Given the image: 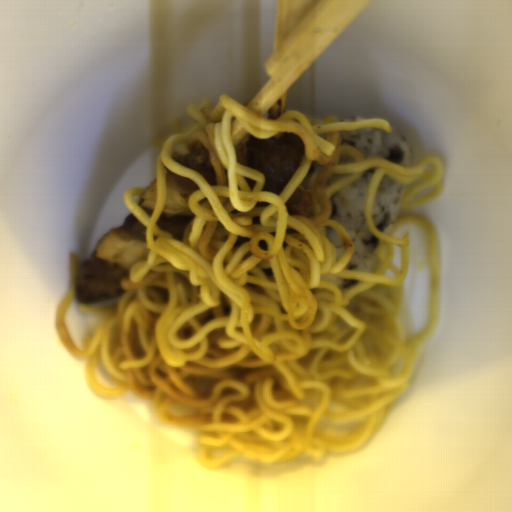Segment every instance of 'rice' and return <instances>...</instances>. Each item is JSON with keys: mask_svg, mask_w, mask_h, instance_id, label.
I'll return each instance as SVG.
<instances>
[{"mask_svg": "<svg viewBox=\"0 0 512 512\" xmlns=\"http://www.w3.org/2000/svg\"><path fill=\"white\" fill-rule=\"evenodd\" d=\"M379 166L364 172L352 184L332 194V219L343 226L351 240L353 256L345 270L362 274L373 272L377 263L375 249L381 243L370 231L366 221V205L373 178Z\"/></svg>", "mask_w": 512, "mask_h": 512, "instance_id": "rice-1", "label": "rice"}, {"mask_svg": "<svg viewBox=\"0 0 512 512\" xmlns=\"http://www.w3.org/2000/svg\"><path fill=\"white\" fill-rule=\"evenodd\" d=\"M340 145L346 143L355 148L366 162L369 158L385 160L411 168V151L408 144L391 126V132L379 128L338 131Z\"/></svg>", "mask_w": 512, "mask_h": 512, "instance_id": "rice-2", "label": "rice"}, {"mask_svg": "<svg viewBox=\"0 0 512 512\" xmlns=\"http://www.w3.org/2000/svg\"><path fill=\"white\" fill-rule=\"evenodd\" d=\"M406 189L405 184L385 174L380 178L371 205L373 223L380 233L385 235L393 228Z\"/></svg>", "mask_w": 512, "mask_h": 512, "instance_id": "rice-3", "label": "rice"}, {"mask_svg": "<svg viewBox=\"0 0 512 512\" xmlns=\"http://www.w3.org/2000/svg\"><path fill=\"white\" fill-rule=\"evenodd\" d=\"M321 282L331 283L335 285L338 288L346 289L350 286H353L357 283H360L358 280H354L351 278H345L342 276L334 275L331 273H325L323 275H320Z\"/></svg>", "mask_w": 512, "mask_h": 512, "instance_id": "rice-4", "label": "rice"}, {"mask_svg": "<svg viewBox=\"0 0 512 512\" xmlns=\"http://www.w3.org/2000/svg\"><path fill=\"white\" fill-rule=\"evenodd\" d=\"M324 236L328 239L334 246V253L336 262L343 256L344 249L339 241V238L333 228L330 226H324Z\"/></svg>", "mask_w": 512, "mask_h": 512, "instance_id": "rice-5", "label": "rice"}, {"mask_svg": "<svg viewBox=\"0 0 512 512\" xmlns=\"http://www.w3.org/2000/svg\"><path fill=\"white\" fill-rule=\"evenodd\" d=\"M333 118L332 124H347L353 122H362L365 117L358 116H335Z\"/></svg>", "mask_w": 512, "mask_h": 512, "instance_id": "rice-6", "label": "rice"}, {"mask_svg": "<svg viewBox=\"0 0 512 512\" xmlns=\"http://www.w3.org/2000/svg\"><path fill=\"white\" fill-rule=\"evenodd\" d=\"M344 177H350V173H336L333 175H330L327 178L325 189L330 186L332 183L344 178Z\"/></svg>", "mask_w": 512, "mask_h": 512, "instance_id": "rice-7", "label": "rice"}, {"mask_svg": "<svg viewBox=\"0 0 512 512\" xmlns=\"http://www.w3.org/2000/svg\"><path fill=\"white\" fill-rule=\"evenodd\" d=\"M352 163H355V157L351 156V155H341L339 157V162H338V166L339 165H350Z\"/></svg>", "mask_w": 512, "mask_h": 512, "instance_id": "rice-8", "label": "rice"}, {"mask_svg": "<svg viewBox=\"0 0 512 512\" xmlns=\"http://www.w3.org/2000/svg\"><path fill=\"white\" fill-rule=\"evenodd\" d=\"M325 118H327V117H317V118H314V119H310V124H311V126L312 125H319V124H327L325 122Z\"/></svg>", "mask_w": 512, "mask_h": 512, "instance_id": "rice-9", "label": "rice"}, {"mask_svg": "<svg viewBox=\"0 0 512 512\" xmlns=\"http://www.w3.org/2000/svg\"><path fill=\"white\" fill-rule=\"evenodd\" d=\"M317 135H319L320 137H322L323 139H325L327 141L326 133L325 134H317Z\"/></svg>", "mask_w": 512, "mask_h": 512, "instance_id": "rice-10", "label": "rice"}]
</instances>
